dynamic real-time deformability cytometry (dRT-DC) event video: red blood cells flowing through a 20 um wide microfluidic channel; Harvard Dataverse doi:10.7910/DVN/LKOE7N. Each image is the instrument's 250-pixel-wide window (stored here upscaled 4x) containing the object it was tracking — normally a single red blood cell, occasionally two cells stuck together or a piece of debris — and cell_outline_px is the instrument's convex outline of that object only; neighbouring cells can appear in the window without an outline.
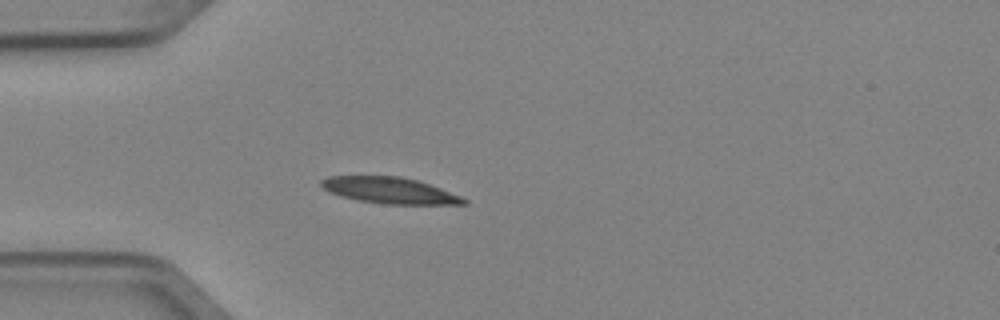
{"species": "Egyptian fruit bat (a non-hibernating species)", "species_latin": "Rousettus aegyptiacus", "temperature_condition": "cold", "stored_images_in_passage": 4, "camera_frame_rate_fps": 3000, "um_per_image_px": 0.085, "animal": {"sex": "female"}, "frame": {"image": 1, "passage_image": 4, "time_ms": 1.0, "image_size_px": [1000, 320], "cell_outline_px": [[468, 204], [384, 204], [360, 200], [344, 196], [332, 192], [324, 188], [320, 184], [320, 180], [328, 176], [400, 176], [416, 180], [440, 188], [460, 196], [468, 200]], "centroid_in_image_um": [33.14, 16.18], "position_along_channel_um": 51.9, "area_um2": 21.39}}